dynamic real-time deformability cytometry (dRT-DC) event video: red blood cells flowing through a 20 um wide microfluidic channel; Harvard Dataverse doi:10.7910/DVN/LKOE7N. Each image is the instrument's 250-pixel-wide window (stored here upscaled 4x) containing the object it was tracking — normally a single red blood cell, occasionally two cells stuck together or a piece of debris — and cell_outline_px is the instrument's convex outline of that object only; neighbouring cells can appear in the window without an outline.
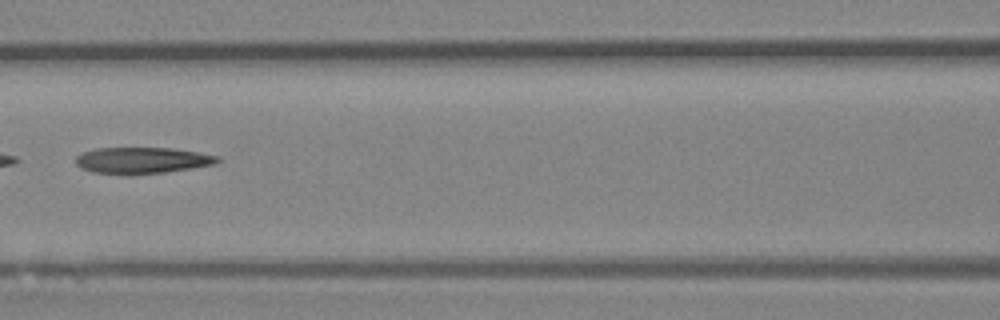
{"species": "Egyptian fruit bat (a non-hibernating species)", "species_latin": "Rousettus aegyptiacus", "temperature_condition": "room temperature", "stored_images_in_passage": 7, "camera_frame_rate_fps": 3000, "um_per_image_px": 0.085, "animal": {"sex": "female"}, "frame": {"image": 1, "passage_image": 7, "time_ms": 2.0, "image_size_px": [1000, 320], "cell_outline_px": [[224, 160], [216, 164], [192, 168], [164, 172], [132, 176], [124, 176], [92, 172], [80, 168], [76, 164], [76, 156], [80, 152], [96, 148], [172, 148], [200, 152], [220, 156]], "centroid_in_image_um": [12.09, 13.65], "position_along_channel_um": 154.5, "area_um2": 22.48}}